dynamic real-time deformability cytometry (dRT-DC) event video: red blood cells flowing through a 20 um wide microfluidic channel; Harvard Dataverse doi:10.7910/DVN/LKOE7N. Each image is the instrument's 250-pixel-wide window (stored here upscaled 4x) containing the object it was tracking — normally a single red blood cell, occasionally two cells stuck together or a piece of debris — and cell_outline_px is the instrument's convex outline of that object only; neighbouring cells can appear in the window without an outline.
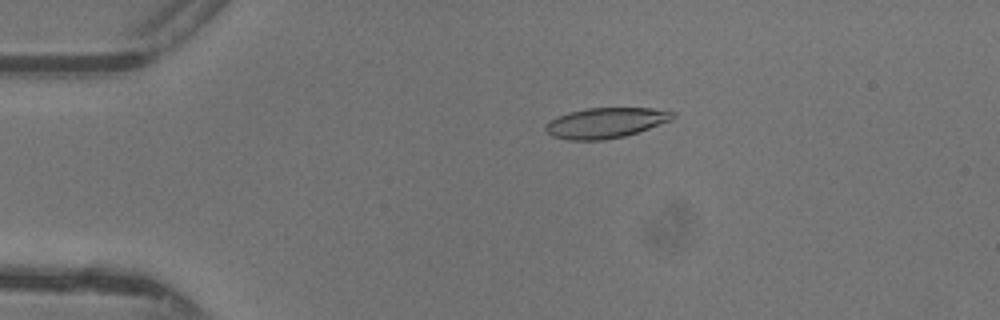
{"species": "common noctule bat (a hibernating species)", "species_latin": "Nyctalus noctula", "temperature_condition": "warm", "stored_images_in_passage": 39, "camera_frame_rate_fps": 3000, "um_per_image_px": 0.085, "animal": {"sex": "female"}, "frame": {"image": 1, "passage_image": 2, "time_ms": 0.333, "image_size_px": [1000, 320], "cell_outline_px": [[676, 116], [672, 120], [624, 136], [604, 140], [568, 140], [552, 136], [544, 128], [552, 120], [568, 112], [588, 108], [652, 108], [676, 112]], "centroid_in_image_um": [51.52, 10.44], "position_along_channel_um": 33.5, "area_um2": 22.25}}
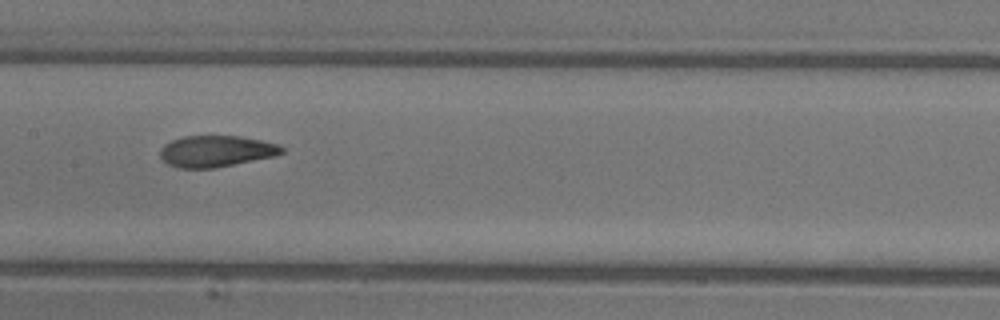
{"frame": {"image": 2, "passage_image": 16, "time_ms": 5.0, "image_size_px": [1000, 320], "cell_outline_px": [[284, 152], [272, 156], [212, 168], [180, 168], [168, 164], [160, 156], [160, 148], [164, 144], [172, 140], [184, 136], [240, 136], [280, 144], [284, 148]], "centroid_in_image_um": [18.35, 12.84], "position_along_channel_um": 189.1, "area_um2": 21.96}}
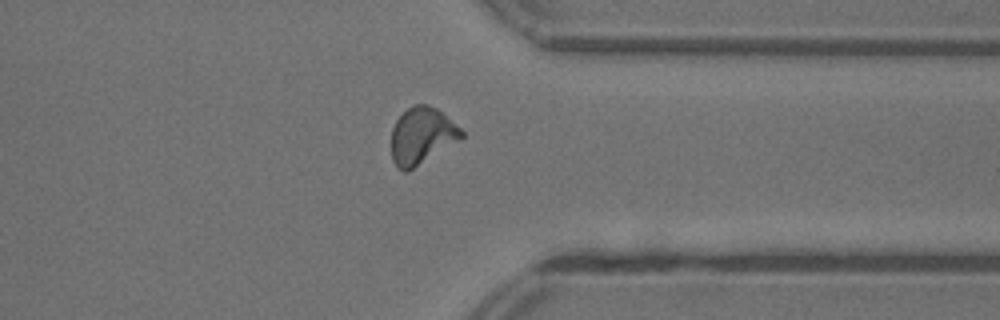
{"frame": {"image": 3, "passage_image": 29, "time_ms": 9.333, "image_size_px": [1000, 320], "cell_outline_px": [[464, 136], [460, 140], [408, 172], [404, 172], [396, 168], [392, 160], [392, 128], [396, 120], [412, 104], [428, 104], [436, 108], [460, 128], [464, 132]], "centroid_in_image_um": [35.84, 11.57], "position_along_channel_um": 375.6, "area_um2": 23.24}, "authors_computed_cell_mechanics": {"area_um2": 22.542, "velocity_mm_per_s": 4.3943, "shape_relaxation_time_tau1_ms": 5.4294, "shape_relaxation_time_tau2_ms": 1.3756, "deformation_change_tau1": 0.2062, "deformation_change_tau2": 0.0719}}